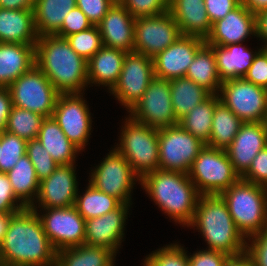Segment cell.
Returning <instances> with one entry per match:
<instances>
[{"mask_svg":"<svg viewBox=\"0 0 267 266\" xmlns=\"http://www.w3.org/2000/svg\"><path fill=\"white\" fill-rule=\"evenodd\" d=\"M128 116L156 129L179 124L174 115L170 80L155 77Z\"/></svg>","mask_w":267,"mask_h":266,"instance_id":"13","label":"cell"},{"mask_svg":"<svg viewBox=\"0 0 267 266\" xmlns=\"http://www.w3.org/2000/svg\"><path fill=\"white\" fill-rule=\"evenodd\" d=\"M140 184L170 220L183 227L192 222L200 194L188 174L156 169L144 176Z\"/></svg>","mask_w":267,"mask_h":266,"instance_id":"3","label":"cell"},{"mask_svg":"<svg viewBox=\"0 0 267 266\" xmlns=\"http://www.w3.org/2000/svg\"><path fill=\"white\" fill-rule=\"evenodd\" d=\"M83 93H60L52 115L66 137L81 151L92 132L91 112Z\"/></svg>","mask_w":267,"mask_h":266,"instance_id":"14","label":"cell"},{"mask_svg":"<svg viewBox=\"0 0 267 266\" xmlns=\"http://www.w3.org/2000/svg\"><path fill=\"white\" fill-rule=\"evenodd\" d=\"M74 165H59L48 178L40 181L37 201L29 208L37 211V208L40 209V207L66 208L74 206L78 193L76 166ZM36 203H38V207H36Z\"/></svg>","mask_w":267,"mask_h":266,"instance_id":"17","label":"cell"},{"mask_svg":"<svg viewBox=\"0 0 267 266\" xmlns=\"http://www.w3.org/2000/svg\"><path fill=\"white\" fill-rule=\"evenodd\" d=\"M245 181L267 188V146L252 160L249 169L241 176Z\"/></svg>","mask_w":267,"mask_h":266,"instance_id":"45","label":"cell"},{"mask_svg":"<svg viewBox=\"0 0 267 266\" xmlns=\"http://www.w3.org/2000/svg\"><path fill=\"white\" fill-rule=\"evenodd\" d=\"M91 26L93 25L87 16L76 6L66 15L62 27L56 36L66 38L71 34L87 30Z\"/></svg>","mask_w":267,"mask_h":266,"instance_id":"44","label":"cell"},{"mask_svg":"<svg viewBox=\"0 0 267 266\" xmlns=\"http://www.w3.org/2000/svg\"><path fill=\"white\" fill-rule=\"evenodd\" d=\"M204 44L205 40L201 38L181 35L173 44L153 57L155 77L166 80L185 77L197 51Z\"/></svg>","mask_w":267,"mask_h":266,"instance_id":"18","label":"cell"},{"mask_svg":"<svg viewBox=\"0 0 267 266\" xmlns=\"http://www.w3.org/2000/svg\"><path fill=\"white\" fill-rule=\"evenodd\" d=\"M247 240L249 241L246 244V254L253 265L267 266V228Z\"/></svg>","mask_w":267,"mask_h":266,"instance_id":"46","label":"cell"},{"mask_svg":"<svg viewBox=\"0 0 267 266\" xmlns=\"http://www.w3.org/2000/svg\"><path fill=\"white\" fill-rule=\"evenodd\" d=\"M66 40L71 48L86 61L103 47L98 25H93L87 30L71 34L66 37Z\"/></svg>","mask_w":267,"mask_h":266,"instance_id":"38","label":"cell"},{"mask_svg":"<svg viewBox=\"0 0 267 266\" xmlns=\"http://www.w3.org/2000/svg\"><path fill=\"white\" fill-rule=\"evenodd\" d=\"M185 77L204 87L211 94H219L222 80L217 71L215 53L210 45L205 43L197 51Z\"/></svg>","mask_w":267,"mask_h":266,"instance_id":"30","label":"cell"},{"mask_svg":"<svg viewBox=\"0 0 267 266\" xmlns=\"http://www.w3.org/2000/svg\"><path fill=\"white\" fill-rule=\"evenodd\" d=\"M44 209V210H43ZM38 216L44 232L56 251L84 245L85 219L74 206L66 208H42Z\"/></svg>","mask_w":267,"mask_h":266,"instance_id":"16","label":"cell"},{"mask_svg":"<svg viewBox=\"0 0 267 266\" xmlns=\"http://www.w3.org/2000/svg\"><path fill=\"white\" fill-rule=\"evenodd\" d=\"M113 3H121L123 0H111Z\"/></svg>","mask_w":267,"mask_h":266,"instance_id":"57","label":"cell"},{"mask_svg":"<svg viewBox=\"0 0 267 266\" xmlns=\"http://www.w3.org/2000/svg\"><path fill=\"white\" fill-rule=\"evenodd\" d=\"M0 154H1V132H0Z\"/></svg>","mask_w":267,"mask_h":266,"instance_id":"59","label":"cell"},{"mask_svg":"<svg viewBox=\"0 0 267 266\" xmlns=\"http://www.w3.org/2000/svg\"><path fill=\"white\" fill-rule=\"evenodd\" d=\"M241 3L255 14L267 9V0H241Z\"/></svg>","mask_w":267,"mask_h":266,"instance_id":"55","label":"cell"},{"mask_svg":"<svg viewBox=\"0 0 267 266\" xmlns=\"http://www.w3.org/2000/svg\"><path fill=\"white\" fill-rule=\"evenodd\" d=\"M37 139L59 165L75 164L76 155L81 152L66 137L53 117L42 121Z\"/></svg>","mask_w":267,"mask_h":266,"instance_id":"28","label":"cell"},{"mask_svg":"<svg viewBox=\"0 0 267 266\" xmlns=\"http://www.w3.org/2000/svg\"><path fill=\"white\" fill-rule=\"evenodd\" d=\"M13 103L8 88H0V132L5 131Z\"/></svg>","mask_w":267,"mask_h":266,"instance_id":"51","label":"cell"},{"mask_svg":"<svg viewBox=\"0 0 267 266\" xmlns=\"http://www.w3.org/2000/svg\"><path fill=\"white\" fill-rule=\"evenodd\" d=\"M76 0H35L34 23L38 36L56 35Z\"/></svg>","mask_w":267,"mask_h":266,"instance_id":"29","label":"cell"},{"mask_svg":"<svg viewBox=\"0 0 267 266\" xmlns=\"http://www.w3.org/2000/svg\"><path fill=\"white\" fill-rule=\"evenodd\" d=\"M38 211L10 215L0 245V263L12 266H55L57 251L48 239Z\"/></svg>","mask_w":267,"mask_h":266,"instance_id":"1","label":"cell"},{"mask_svg":"<svg viewBox=\"0 0 267 266\" xmlns=\"http://www.w3.org/2000/svg\"><path fill=\"white\" fill-rule=\"evenodd\" d=\"M207 242L208 250L221 251L229 256L246 253L247 239L236 227L227 204L221 195H200L192 222Z\"/></svg>","mask_w":267,"mask_h":266,"instance_id":"4","label":"cell"},{"mask_svg":"<svg viewBox=\"0 0 267 266\" xmlns=\"http://www.w3.org/2000/svg\"><path fill=\"white\" fill-rule=\"evenodd\" d=\"M242 122L221 101L215 106L211 134L207 146L226 150L238 134Z\"/></svg>","mask_w":267,"mask_h":266,"instance_id":"34","label":"cell"},{"mask_svg":"<svg viewBox=\"0 0 267 266\" xmlns=\"http://www.w3.org/2000/svg\"><path fill=\"white\" fill-rule=\"evenodd\" d=\"M265 42L263 49H267V9L256 13V38Z\"/></svg>","mask_w":267,"mask_h":266,"instance_id":"52","label":"cell"},{"mask_svg":"<svg viewBox=\"0 0 267 266\" xmlns=\"http://www.w3.org/2000/svg\"><path fill=\"white\" fill-rule=\"evenodd\" d=\"M264 123H265L266 129H267V115H266Z\"/></svg>","mask_w":267,"mask_h":266,"instance_id":"58","label":"cell"},{"mask_svg":"<svg viewBox=\"0 0 267 266\" xmlns=\"http://www.w3.org/2000/svg\"><path fill=\"white\" fill-rule=\"evenodd\" d=\"M35 65V45L0 43V88H8Z\"/></svg>","mask_w":267,"mask_h":266,"instance_id":"26","label":"cell"},{"mask_svg":"<svg viewBox=\"0 0 267 266\" xmlns=\"http://www.w3.org/2000/svg\"><path fill=\"white\" fill-rule=\"evenodd\" d=\"M135 19L121 3H114L98 24L103 46L133 52Z\"/></svg>","mask_w":267,"mask_h":266,"instance_id":"22","label":"cell"},{"mask_svg":"<svg viewBox=\"0 0 267 266\" xmlns=\"http://www.w3.org/2000/svg\"><path fill=\"white\" fill-rule=\"evenodd\" d=\"M7 175L15 196L30 207L36 201L40 181L28 156L21 157Z\"/></svg>","mask_w":267,"mask_h":266,"instance_id":"33","label":"cell"},{"mask_svg":"<svg viewBox=\"0 0 267 266\" xmlns=\"http://www.w3.org/2000/svg\"><path fill=\"white\" fill-rule=\"evenodd\" d=\"M181 35L180 28L169 11L154 16L137 17L133 51L153 58Z\"/></svg>","mask_w":267,"mask_h":266,"instance_id":"15","label":"cell"},{"mask_svg":"<svg viewBox=\"0 0 267 266\" xmlns=\"http://www.w3.org/2000/svg\"><path fill=\"white\" fill-rule=\"evenodd\" d=\"M113 4L111 0H76V6L87 16L92 25H98Z\"/></svg>","mask_w":267,"mask_h":266,"instance_id":"47","label":"cell"},{"mask_svg":"<svg viewBox=\"0 0 267 266\" xmlns=\"http://www.w3.org/2000/svg\"><path fill=\"white\" fill-rule=\"evenodd\" d=\"M26 208L15 196L7 173L0 172V213L13 215Z\"/></svg>","mask_w":267,"mask_h":266,"instance_id":"43","label":"cell"},{"mask_svg":"<svg viewBox=\"0 0 267 266\" xmlns=\"http://www.w3.org/2000/svg\"><path fill=\"white\" fill-rule=\"evenodd\" d=\"M37 40L33 9L0 8V43L36 45Z\"/></svg>","mask_w":267,"mask_h":266,"instance_id":"24","label":"cell"},{"mask_svg":"<svg viewBox=\"0 0 267 266\" xmlns=\"http://www.w3.org/2000/svg\"><path fill=\"white\" fill-rule=\"evenodd\" d=\"M243 43H234L227 46L210 45L216 56L217 71L223 81L244 77L249 70L254 57L262 49L252 51L245 48ZM251 50V51H250Z\"/></svg>","mask_w":267,"mask_h":266,"instance_id":"27","label":"cell"},{"mask_svg":"<svg viewBox=\"0 0 267 266\" xmlns=\"http://www.w3.org/2000/svg\"><path fill=\"white\" fill-rule=\"evenodd\" d=\"M220 195L236 227L246 239L267 228L266 187L240 178Z\"/></svg>","mask_w":267,"mask_h":266,"instance_id":"5","label":"cell"},{"mask_svg":"<svg viewBox=\"0 0 267 266\" xmlns=\"http://www.w3.org/2000/svg\"><path fill=\"white\" fill-rule=\"evenodd\" d=\"M169 12L178 24L181 34L206 40L212 24L204 0H169Z\"/></svg>","mask_w":267,"mask_h":266,"instance_id":"23","label":"cell"},{"mask_svg":"<svg viewBox=\"0 0 267 266\" xmlns=\"http://www.w3.org/2000/svg\"><path fill=\"white\" fill-rule=\"evenodd\" d=\"M35 65L59 93H82L88 87L87 61L71 48L66 38L38 36Z\"/></svg>","mask_w":267,"mask_h":266,"instance_id":"2","label":"cell"},{"mask_svg":"<svg viewBox=\"0 0 267 266\" xmlns=\"http://www.w3.org/2000/svg\"><path fill=\"white\" fill-rule=\"evenodd\" d=\"M13 106L52 117L60 94L46 75L34 65L8 87Z\"/></svg>","mask_w":267,"mask_h":266,"instance_id":"8","label":"cell"},{"mask_svg":"<svg viewBox=\"0 0 267 266\" xmlns=\"http://www.w3.org/2000/svg\"><path fill=\"white\" fill-rule=\"evenodd\" d=\"M220 102L218 94H211L179 120V124L204 143L209 141L215 106Z\"/></svg>","mask_w":267,"mask_h":266,"instance_id":"35","label":"cell"},{"mask_svg":"<svg viewBox=\"0 0 267 266\" xmlns=\"http://www.w3.org/2000/svg\"><path fill=\"white\" fill-rule=\"evenodd\" d=\"M159 169L188 174L198 153L206 145L180 124L158 129Z\"/></svg>","mask_w":267,"mask_h":266,"instance_id":"9","label":"cell"},{"mask_svg":"<svg viewBox=\"0 0 267 266\" xmlns=\"http://www.w3.org/2000/svg\"><path fill=\"white\" fill-rule=\"evenodd\" d=\"M224 266H254L249 256L244 253L239 256H230Z\"/></svg>","mask_w":267,"mask_h":266,"instance_id":"54","label":"cell"},{"mask_svg":"<svg viewBox=\"0 0 267 266\" xmlns=\"http://www.w3.org/2000/svg\"><path fill=\"white\" fill-rule=\"evenodd\" d=\"M35 0H0V8L2 9H33Z\"/></svg>","mask_w":267,"mask_h":266,"instance_id":"53","label":"cell"},{"mask_svg":"<svg viewBox=\"0 0 267 266\" xmlns=\"http://www.w3.org/2000/svg\"><path fill=\"white\" fill-rule=\"evenodd\" d=\"M26 155L33 164L39 181L48 178L59 166L38 139L27 141Z\"/></svg>","mask_w":267,"mask_h":266,"instance_id":"41","label":"cell"},{"mask_svg":"<svg viewBox=\"0 0 267 266\" xmlns=\"http://www.w3.org/2000/svg\"><path fill=\"white\" fill-rule=\"evenodd\" d=\"M180 244L171 243L147 255L145 266H189L185 248Z\"/></svg>","mask_w":267,"mask_h":266,"instance_id":"40","label":"cell"},{"mask_svg":"<svg viewBox=\"0 0 267 266\" xmlns=\"http://www.w3.org/2000/svg\"><path fill=\"white\" fill-rule=\"evenodd\" d=\"M240 3L241 0H204L205 9L211 24L224 18Z\"/></svg>","mask_w":267,"mask_h":266,"instance_id":"50","label":"cell"},{"mask_svg":"<svg viewBox=\"0 0 267 266\" xmlns=\"http://www.w3.org/2000/svg\"><path fill=\"white\" fill-rule=\"evenodd\" d=\"M154 78L153 58L134 51L128 52L118 81L109 93L129 112Z\"/></svg>","mask_w":267,"mask_h":266,"instance_id":"12","label":"cell"},{"mask_svg":"<svg viewBox=\"0 0 267 266\" xmlns=\"http://www.w3.org/2000/svg\"><path fill=\"white\" fill-rule=\"evenodd\" d=\"M121 4L134 18L154 16L169 11V0H123Z\"/></svg>","mask_w":267,"mask_h":266,"instance_id":"42","label":"cell"},{"mask_svg":"<svg viewBox=\"0 0 267 266\" xmlns=\"http://www.w3.org/2000/svg\"><path fill=\"white\" fill-rule=\"evenodd\" d=\"M127 52L103 46L88 61V85L106 86L111 91L121 74Z\"/></svg>","mask_w":267,"mask_h":266,"instance_id":"25","label":"cell"},{"mask_svg":"<svg viewBox=\"0 0 267 266\" xmlns=\"http://www.w3.org/2000/svg\"><path fill=\"white\" fill-rule=\"evenodd\" d=\"M132 204H121L112 212L85 221V242L91 246H101L115 254L121 248L125 223L129 207Z\"/></svg>","mask_w":267,"mask_h":266,"instance_id":"19","label":"cell"},{"mask_svg":"<svg viewBox=\"0 0 267 266\" xmlns=\"http://www.w3.org/2000/svg\"><path fill=\"white\" fill-rule=\"evenodd\" d=\"M44 116L17 106H13L5 131L26 141L37 139Z\"/></svg>","mask_w":267,"mask_h":266,"instance_id":"37","label":"cell"},{"mask_svg":"<svg viewBox=\"0 0 267 266\" xmlns=\"http://www.w3.org/2000/svg\"><path fill=\"white\" fill-rule=\"evenodd\" d=\"M109 151L102 162L91 171L89 183L99 191L114 196L122 204H132L131 191L135 181L140 178L135 174L129 162L115 148Z\"/></svg>","mask_w":267,"mask_h":266,"instance_id":"10","label":"cell"},{"mask_svg":"<svg viewBox=\"0 0 267 266\" xmlns=\"http://www.w3.org/2000/svg\"><path fill=\"white\" fill-rule=\"evenodd\" d=\"M122 128L115 149L125 157L135 174L142 179L159 169L158 129L137 122L130 116L125 119Z\"/></svg>","mask_w":267,"mask_h":266,"instance_id":"6","label":"cell"},{"mask_svg":"<svg viewBox=\"0 0 267 266\" xmlns=\"http://www.w3.org/2000/svg\"><path fill=\"white\" fill-rule=\"evenodd\" d=\"M10 214H1L0 213V245L3 241V238L6 233L7 225L9 222Z\"/></svg>","mask_w":267,"mask_h":266,"instance_id":"56","label":"cell"},{"mask_svg":"<svg viewBox=\"0 0 267 266\" xmlns=\"http://www.w3.org/2000/svg\"><path fill=\"white\" fill-rule=\"evenodd\" d=\"M27 141L7 131L1 132L0 172L7 173L26 154Z\"/></svg>","mask_w":267,"mask_h":266,"instance_id":"39","label":"cell"},{"mask_svg":"<svg viewBox=\"0 0 267 266\" xmlns=\"http://www.w3.org/2000/svg\"><path fill=\"white\" fill-rule=\"evenodd\" d=\"M121 204L114 196L97 190L89 183L83 195H79L78 191L74 207L87 220L112 212Z\"/></svg>","mask_w":267,"mask_h":266,"instance_id":"36","label":"cell"},{"mask_svg":"<svg viewBox=\"0 0 267 266\" xmlns=\"http://www.w3.org/2000/svg\"><path fill=\"white\" fill-rule=\"evenodd\" d=\"M219 98L242 122H264L267 115V89L241 78L222 82Z\"/></svg>","mask_w":267,"mask_h":266,"instance_id":"11","label":"cell"},{"mask_svg":"<svg viewBox=\"0 0 267 266\" xmlns=\"http://www.w3.org/2000/svg\"><path fill=\"white\" fill-rule=\"evenodd\" d=\"M251 35L256 36V14L240 3L224 18L212 23L211 31L205 43L227 46L243 43Z\"/></svg>","mask_w":267,"mask_h":266,"instance_id":"20","label":"cell"},{"mask_svg":"<svg viewBox=\"0 0 267 266\" xmlns=\"http://www.w3.org/2000/svg\"><path fill=\"white\" fill-rule=\"evenodd\" d=\"M229 257L224 252L208 249L188 255L189 266H224Z\"/></svg>","mask_w":267,"mask_h":266,"instance_id":"49","label":"cell"},{"mask_svg":"<svg viewBox=\"0 0 267 266\" xmlns=\"http://www.w3.org/2000/svg\"><path fill=\"white\" fill-rule=\"evenodd\" d=\"M267 146V129L264 122L243 123L230 146L225 150L234 170L241 177L255 156Z\"/></svg>","mask_w":267,"mask_h":266,"instance_id":"21","label":"cell"},{"mask_svg":"<svg viewBox=\"0 0 267 266\" xmlns=\"http://www.w3.org/2000/svg\"><path fill=\"white\" fill-rule=\"evenodd\" d=\"M115 257L108 248L84 244L57 251L55 266H112Z\"/></svg>","mask_w":267,"mask_h":266,"instance_id":"31","label":"cell"},{"mask_svg":"<svg viewBox=\"0 0 267 266\" xmlns=\"http://www.w3.org/2000/svg\"><path fill=\"white\" fill-rule=\"evenodd\" d=\"M0 266H12V265H7V264L0 263Z\"/></svg>","mask_w":267,"mask_h":266,"instance_id":"60","label":"cell"},{"mask_svg":"<svg viewBox=\"0 0 267 266\" xmlns=\"http://www.w3.org/2000/svg\"><path fill=\"white\" fill-rule=\"evenodd\" d=\"M251 83L267 89V49H261L243 77Z\"/></svg>","mask_w":267,"mask_h":266,"instance_id":"48","label":"cell"},{"mask_svg":"<svg viewBox=\"0 0 267 266\" xmlns=\"http://www.w3.org/2000/svg\"><path fill=\"white\" fill-rule=\"evenodd\" d=\"M188 176L200 195H220L241 178L225 150L207 145L198 153Z\"/></svg>","mask_w":267,"mask_h":266,"instance_id":"7","label":"cell"},{"mask_svg":"<svg viewBox=\"0 0 267 266\" xmlns=\"http://www.w3.org/2000/svg\"><path fill=\"white\" fill-rule=\"evenodd\" d=\"M170 95L174 115L179 121L196 105L207 99L211 93L191 79L180 77L170 80Z\"/></svg>","mask_w":267,"mask_h":266,"instance_id":"32","label":"cell"}]
</instances>
